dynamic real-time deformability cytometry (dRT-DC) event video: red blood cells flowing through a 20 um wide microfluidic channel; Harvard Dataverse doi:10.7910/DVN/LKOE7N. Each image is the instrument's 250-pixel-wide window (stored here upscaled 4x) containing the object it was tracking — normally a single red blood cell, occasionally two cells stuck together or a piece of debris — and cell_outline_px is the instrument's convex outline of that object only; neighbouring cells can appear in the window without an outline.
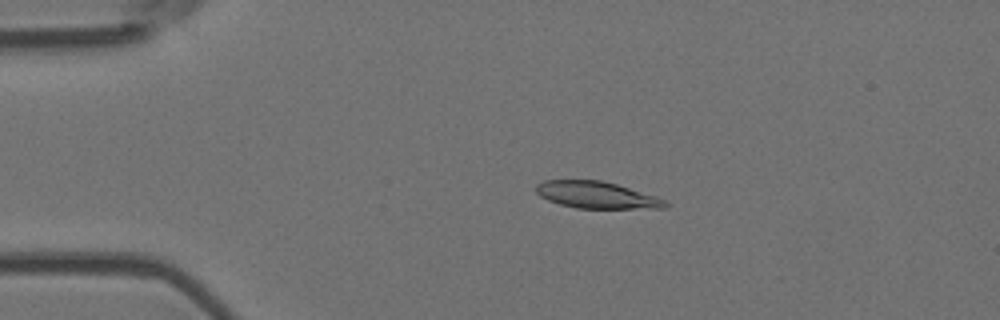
{"species": "Egyptian fruit bat (a non-hibernating species)", "species_latin": "Rousettus aegyptiacus", "temperature_condition": "room temperature", "stored_images_in_passage": 53, "camera_frame_rate_fps": 3000, "um_per_image_px": 0.085, "animal": {"sex": "female"}, "frame": {"image": 1, "passage_image": 10, "time_ms": 3.0, "image_size_px": [1000, 320], "cell_outline_px": [[668, 208], [576, 208], [560, 204], [548, 200], [540, 196], [536, 192], [536, 184], [544, 180], [600, 180], [616, 184], [656, 196], [664, 200], [668, 204]], "centroid_in_image_um": [50.69, 16.57], "position_along_channel_um": 34.3, "area_um2": 20.06}}
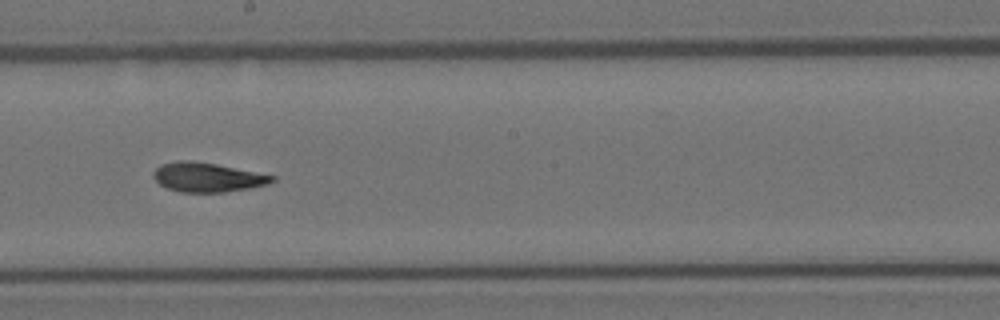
{"frame": {"image": 2, "passage_image": 29, "time_ms": 9.333, "image_size_px": [1000, 320], "cell_outline_px": [[276, 180], [268, 184], [248, 188], [224, 192], [180, 192], [168, 188], [160, 184], [152, 176], [152, 172], [160, 164], [180, 160], [192, 160], [216, 164], [276, 176]], "centroid_in_image_um": [17.61, 15.06], "position_along_channel_um": 230.6, "area_um2": 20.23}}
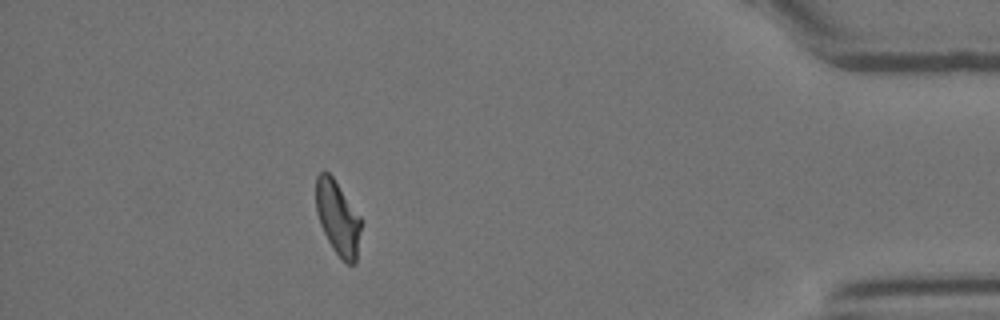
{"frame": {"image": 3, "passage_image": 47, "time_ms": 15.333, "image_size_px": [1000, 320], "cell_outline_px": [[360, 228], [356, 264], [348, 264], [332, 248], [320, 224], [316, 212], [316, 176], [324, 168], [332, 176], [360, 216]], "centroid_in_image_um": [28.69, 18.49], "position_along_channel_um": 406.5, "area_um2": 19.19}, "authors_computed_cell_mechanics": {"area_um2": 20.4034, "velocity_mm_per_s": 3.7636, "shape_relaxation_time_tau1_ms": 8.5677, "shape_relaxation_time_tau2_ms": 3.1933, "deformation_change_tau1": 0.1944, "deformation_change_tau2": 0.1001}}